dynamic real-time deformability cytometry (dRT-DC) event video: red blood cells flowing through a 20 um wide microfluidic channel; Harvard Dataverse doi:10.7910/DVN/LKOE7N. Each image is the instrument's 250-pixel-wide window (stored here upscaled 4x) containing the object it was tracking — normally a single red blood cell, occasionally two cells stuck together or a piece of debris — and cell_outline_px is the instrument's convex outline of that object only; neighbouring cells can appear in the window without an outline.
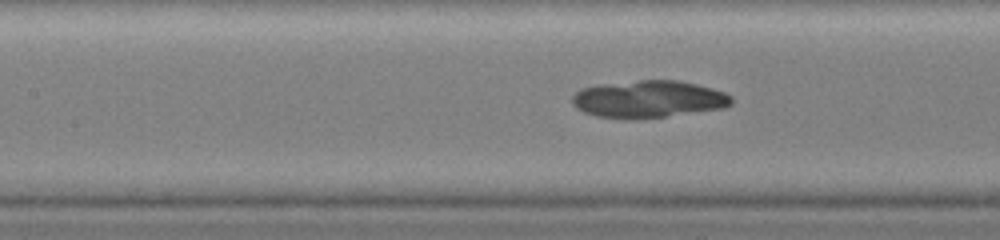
{"species": "common noctule bat (a hibernating species)", "species_latin": "Nyctalus noctula", "temperature_condition": "warm", "stored_images_in_passage": 13, "segment_of_instrument_passage": [2, 2], "camera_frame_rate_fps": 3000, "um_per_image_px": 0.085, "animal": {"sex": "female", "body_mass_g": 19.0, "forearm_length_mm": 51.5}, "frame": {"image": 1, "passage_image": 13, "time_ms": 5.667, "image_size_px": [1000, 240], "cell_outline_px": [[732, 104], [724, 108], [664, 116], [632, 120], [624, 120], [596, 116], [584, 112], [576, 108], [572, 104], [572, 96], [576, 92], [584, 88], [604, 84], [640, 80], [680, 80], [712, 88], [724, 92], [732, 96]], "centroid_in_image_um": [55.12, 8.44], "position_along_channel_um": 152.3, "area_um2": 34.62}}